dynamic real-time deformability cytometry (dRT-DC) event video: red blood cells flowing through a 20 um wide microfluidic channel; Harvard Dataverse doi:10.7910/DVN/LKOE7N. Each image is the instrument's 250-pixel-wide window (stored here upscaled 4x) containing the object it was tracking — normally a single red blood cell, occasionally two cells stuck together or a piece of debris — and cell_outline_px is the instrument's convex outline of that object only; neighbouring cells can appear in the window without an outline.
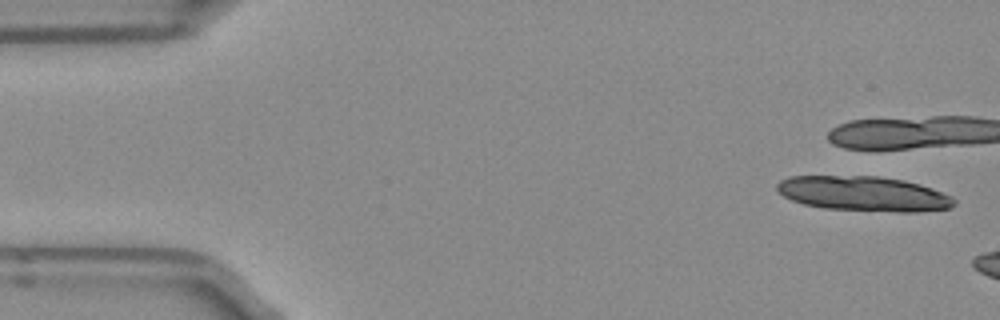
{"species": "Egyptian fruit bat (a non-hibernating species)", "species_latin": "Rousettus aegyptiacus", "temperature_condition": "room temperature", "stored_images_in_passage": 5, "camera_frame_rate_fps": 3000, "um_per_image_px": 0.085, "frame": {"image": 1, "passage_image": 1, "time_ms": 0.0, "image_size_px": [1000, 320], "cell_outline_px": [[956, 204], [948, 208], [920, 212], [896, 212], [824, 208], [804, 204], [792, 200], [784, 196], [776, 188], [776, 184], [780, 180], [788, 176], [880, 176], [904, 180], [920, 184], [932, 188], [952, 196], [956, 200]], "centroid_in_image_um": [73.43, 16.46], "position_along_channel_um": 11.6, "area_um2": 36.18}}